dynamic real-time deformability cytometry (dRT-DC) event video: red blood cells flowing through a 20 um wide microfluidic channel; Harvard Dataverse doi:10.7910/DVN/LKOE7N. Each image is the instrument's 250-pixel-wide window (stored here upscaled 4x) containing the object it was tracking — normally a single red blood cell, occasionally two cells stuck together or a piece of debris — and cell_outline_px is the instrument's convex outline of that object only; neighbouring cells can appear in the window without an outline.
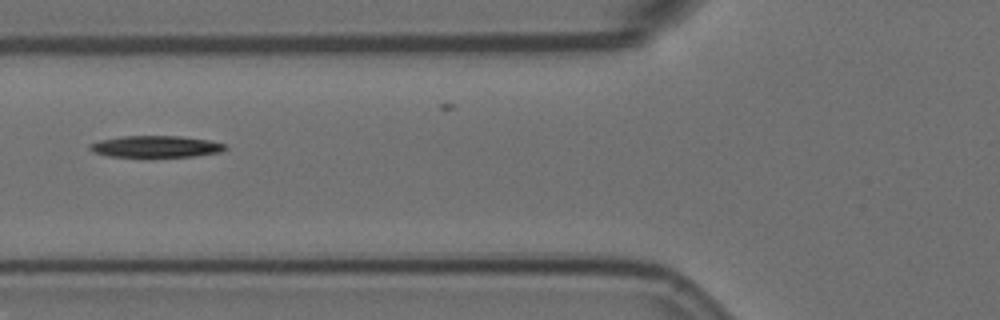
{"species": "Egyptian fruit bat (a non-hibernating species)", "species_latin": "Rousettus aegyptiacus", "temperature_condition": "room temperature", "stored_images_in_passage": 8, "segment_of_instrument_passage": [2, 2], "camera_frame_rate_fps": 3000, "um_per_image_px": 0.085, "animal": {"sex": "female"}, "frame": {"image": 1, "passage_image": 7, "time_ms": 2.0, "image_size_px": [1000, 320], "cell_outline_px": [[228, 148], [220, 152], [196, 156], [148, 160], [108, 156], [92, 152], [88, 148], [88, 144], [100, 140], [120, 136], [180, 136], [208, 140], [224, 144]], "centroid_in_image_um": [13.18, 12.51], "position_along_channel_um": 112.6, "area_um2": 18.21}}
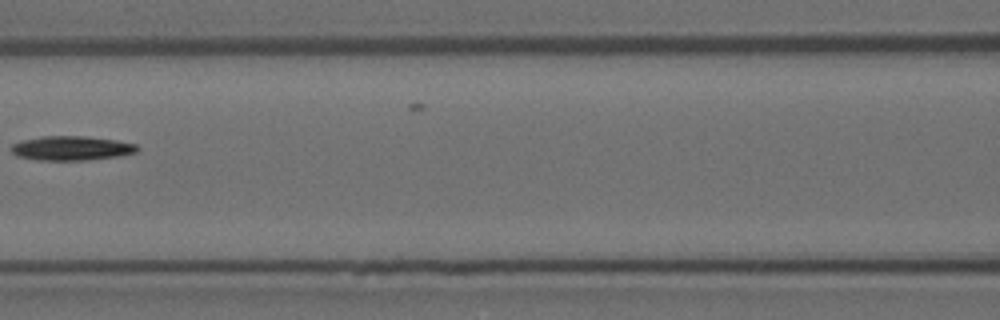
{"frame": {"image": 2, "passage_image": 8, "time_ms": 2.333, "image_size_px": [1000, 320], "cell_outline_px": [[140, 148], [136, 152], [120, 156], [88, 160], [40, 160], [16, 156], [12, 152], [12, 144], [20, 140], [40, 136], [84, 136], [116, 140], [136, 144]], "centroid_in_image_um": [6.07, 12.59], "position_along_channel_um": 160.5, "area_um2": 17.98}}